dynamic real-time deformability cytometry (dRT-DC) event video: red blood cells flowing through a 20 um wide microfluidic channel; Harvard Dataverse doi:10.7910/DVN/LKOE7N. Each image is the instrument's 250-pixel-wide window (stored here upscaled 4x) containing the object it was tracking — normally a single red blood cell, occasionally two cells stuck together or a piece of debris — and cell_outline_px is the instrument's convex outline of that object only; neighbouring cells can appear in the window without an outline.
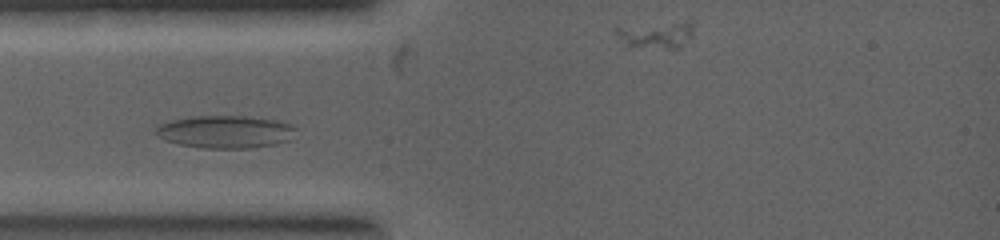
{"species": "common noctule bat (a hibernating species)", "species_latin": "Nyctalus noctula", "temperature_condition": "warm", "stored_images_in_passage": 21, "camera_frame_rate_fps": 5000, "um_per_image_px": 0.085, "animal": {"sex": "female", "body_mass_g": 19.0, "forearm_length_mm": 53.3}, "frame": {"image": 1, "passage_image": 5, "time_ms": 1.6, "image_size_px": [1000, 240], "cell_outline_px": [[296, 128], [288, 140], [276, 144], [248, 148], [204, 148], [180, 144], [164, 140], [156, 136], [156, 124], [172, 120], [192, 116], [244, 116], [280, 120], [292, 124]], "centroid_in_image_um": [19.13, 11.19], "position_along_channel_um": 65.9, "area_um2": 26.7}}
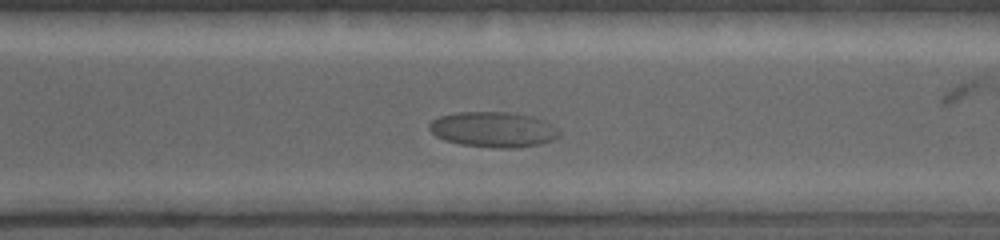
{"frame": {"image": 2, "passage_image": 15, "time_ms": 6.0, "image_size_px": [1000, 240], "cell_outline_px": [[560, 136], [552, 140], [540, 144], [512, 148], [492, 148], [460, 144], [444, 140], [436, 136], [428, 128], [428, 124], [432, 120], [440, 116], [460, 112], [512, 112], [532, 116], [552, 124], [560, 128]], "centroid_in_image_um": [41.95, 11.01], "position_along_channel_um": 328.7, "area_um2": 26.99}}
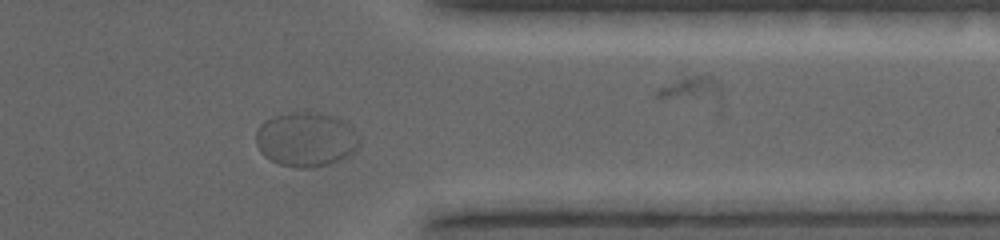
{"frame": {"image": 3, "passage_image": 17, "time_ms": 7.0, "image_size_px": [1000, 240], "cell_outline_px": [[360, 144], [356, 152], [348, 156], [328, 164], [312, 168], [296, 168], [280, 164], [264, 156], [260, 152], [256, 144], [256, 132], [260, 124], [264, 120], [276, 116], [292, 112], [320, 112], [336, 116], [344, 120], [360, 136]], "centroid_in_image_um": [26.04, 11.84], "position_along_channel_um": 385.4, "area_um2": 33.23}}